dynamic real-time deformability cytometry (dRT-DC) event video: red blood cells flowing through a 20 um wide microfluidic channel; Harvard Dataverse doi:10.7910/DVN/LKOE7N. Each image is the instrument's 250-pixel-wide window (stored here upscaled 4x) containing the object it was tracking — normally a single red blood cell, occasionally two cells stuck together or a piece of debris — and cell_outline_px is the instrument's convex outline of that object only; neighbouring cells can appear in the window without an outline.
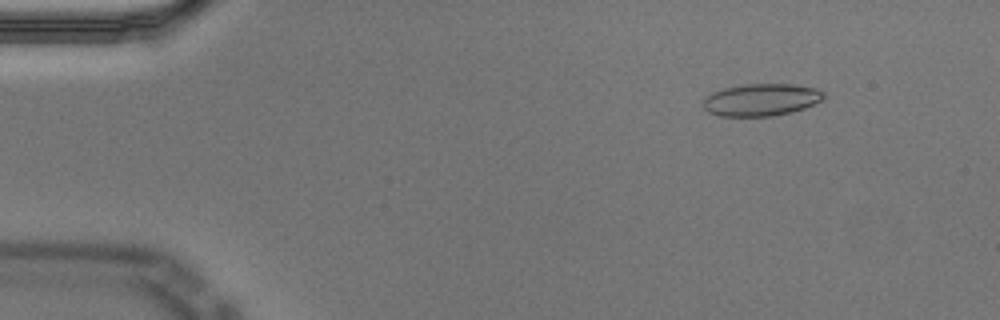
{"species": "Egyptian fruit bat (a non-hibernating species)", "species_latin": "Rousettus aegyptiacus", "temperature_condition": "cold", "stored_images_in_passage": 52, "camera_frame_rate_fps": 3000, "um_per_image_px": 0.085, "animal": {"sex": "male"}, "frame": {"image": 1, "passage_image": 1, "time_ms": 0.0, "image_size_px": [1000, 320], "cell_outline_px": [[824, 100], [804, 108], [792, 112], [772, 116], [720, 116], [708, 112], [700, 104], [712, 92], [724, 88], [744, 84], [792, 84], [816, 88], [824, 92]], "centroid_in_image_um": [64.71, 8.48], "position_along_channel_um": 20.3, "area_um2": 22.77}}
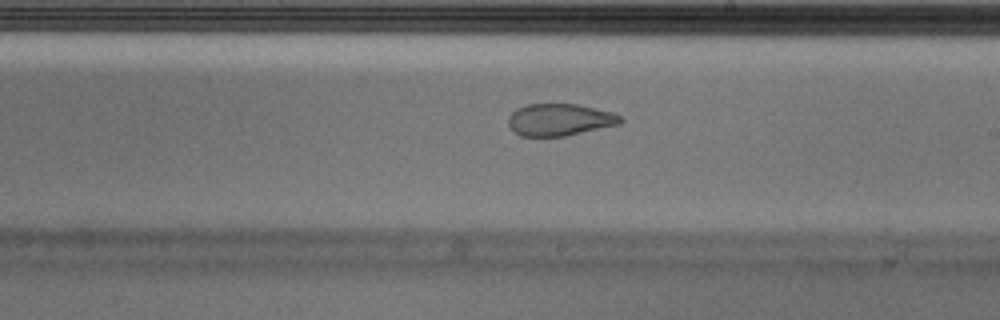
{"frame": {"image": 2, "passage_image": 27, "time_ms": 8.667, "image_size_px": [1000, 320], "cell_outline_px": [[624, 120], [620, 124], [564, 136], [520, 136], [508, 124], [508, 116], [516, 108], [528, 104], [576, 104], [612, 112], [620, 116]], "centroid_in_image_um": [47.56, 10.17], "position_along_channel_um": 241.4, "area_um2": 20.81}}
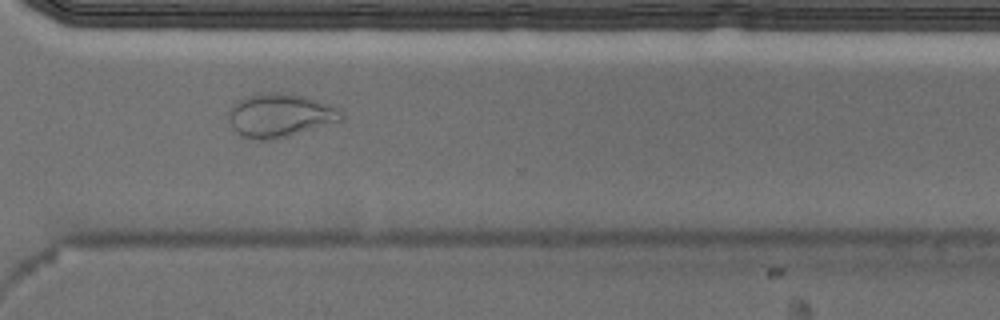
{"frame": {"image": 3, "passage_image": 36, "time_ms": 11.667, "image_size_px": [1000, 320], "cell_outline_px": [[344, 120], [288, 136], [272, 140], [256, 140], [244, 136], [236, 132], [232, 128], [228, 120], [228, 112], [232, 104], [256, 92], [288, 92], [316, 100], [340, 108], [344, 112]], "centroid_in_image_um": [23.8, 9.8], "position_along_channel_um": 346.8, "area_um2": 28.96}, "authors_computed_cell_mechanics": {"area_um2": 23.1778, "velocity_mm_per_s": 3.5222, "shape_relaxation_time_tau1_ms": null, "shape_relaxation_time_tau2_ms": 1.5584, "deformation_change_tau1": null, "deformation_change_tau2": 0.0818}}